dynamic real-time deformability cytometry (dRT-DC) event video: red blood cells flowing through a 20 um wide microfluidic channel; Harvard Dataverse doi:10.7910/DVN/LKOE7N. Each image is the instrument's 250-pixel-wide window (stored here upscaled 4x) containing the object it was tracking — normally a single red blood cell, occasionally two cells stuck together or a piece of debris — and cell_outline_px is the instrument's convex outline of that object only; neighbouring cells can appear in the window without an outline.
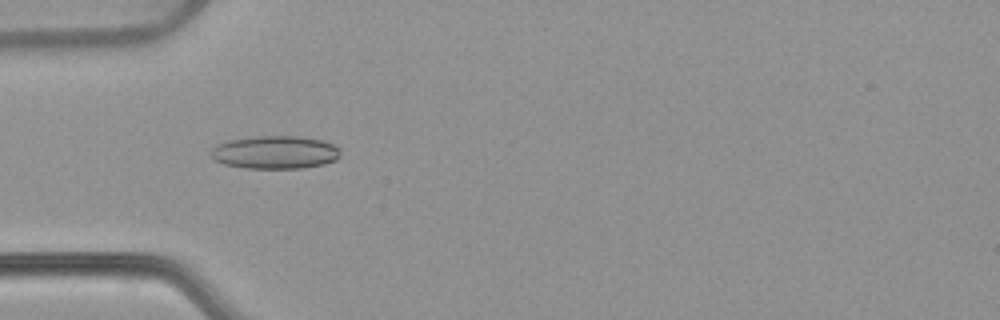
{"species": "common noctule bat (a hibernating species)", "species_latin": "Nyctalus noctula", "temperature_condition": "warm", "stored_images_in_passage": 38, "camera_frame_rate_fps": 3000, "um_per_image_px": 0.085, "animal": {"sex": "female", "body_mass_g": 22.7, "forearm_length_mm": 54.2}, "frame": {"image": 1, "passage_image": 6, "time_ms": 1.667, "image_size_px": [1000, 320], "cell_outline_px": [[340, 156], [336, 160], [324, 164], [300, 168], [248, 168], [224, 164], [216, 160], [212, 156], [212, 148], [216, 144], [228, 140], [256, 136], [300, 136], [320, 140], [332, 144], [340, 148]], "centroid_in_image_um": [23.4, 12.94], "position_along_channel_um": 61.6, "area_um2": 24.85}}
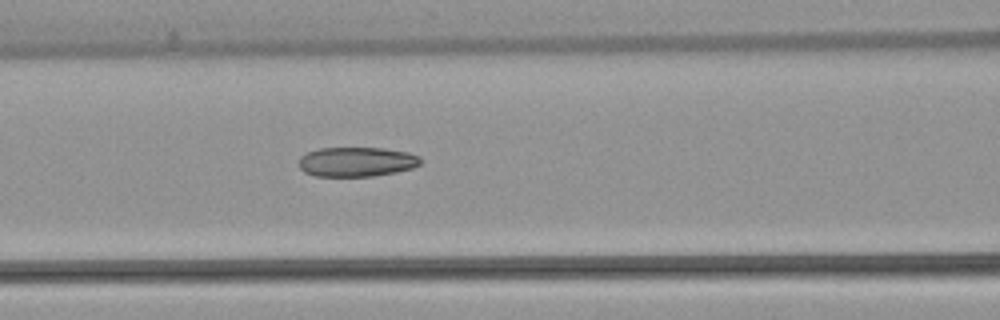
{"frame": {"image": 2, "passage_image": 12, "time_ms": 3.667, "image_size_px": [1000, 320], "cell_outline_px": [[420, 164], [412, 168], [396, 172], [372, 176], [316, 176], [304, 172], [300, 168], [300, 156], [308, 152], [320, 148], [384, 148], [408, 152], [420, 156]], "centroid_in_image_um": [30.32, 13.75], "position_along_channel_um": 136.3, "area_um2": 20.92}}
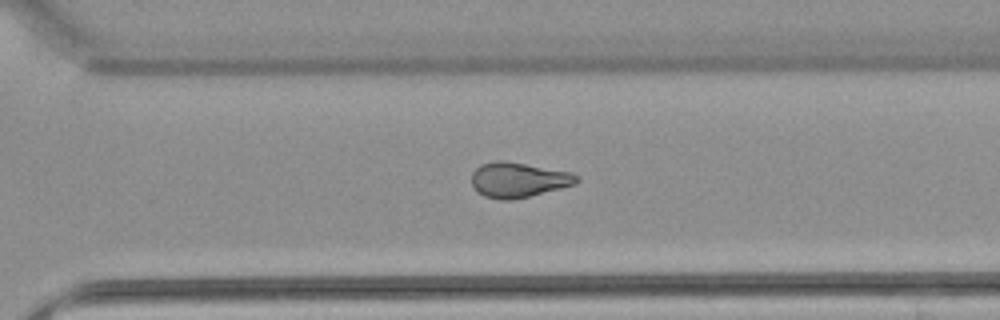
{"frame": {"image": 3, "passage_image": 27, "time_ms": 8.667, "image_size_px": [1000, 320], "cell_outline_px": [[580, 180], [576, 184], [512, 200], [500, 200], [484, 196], [476, 192], [472, 184], [472, 172], [480, 164], [496, 160], [504, 160], [572, 172], [580, 176]], "centroid_in_image_um": [44.05, 15.28], "position_along_channel_um": 326.5, "area_um2": 21.62}, "authors_computed_cell_mechanics": {"area_um2": 21.097, "velocity_mm_per_s": 3.8153, "shape_relaxation_time_tau1_ms": null, "shape_relaxation_time_tau2_ms": 3.1538, "deformation_change_tau1": null, "deformation_change_tau2": 0.1105}}